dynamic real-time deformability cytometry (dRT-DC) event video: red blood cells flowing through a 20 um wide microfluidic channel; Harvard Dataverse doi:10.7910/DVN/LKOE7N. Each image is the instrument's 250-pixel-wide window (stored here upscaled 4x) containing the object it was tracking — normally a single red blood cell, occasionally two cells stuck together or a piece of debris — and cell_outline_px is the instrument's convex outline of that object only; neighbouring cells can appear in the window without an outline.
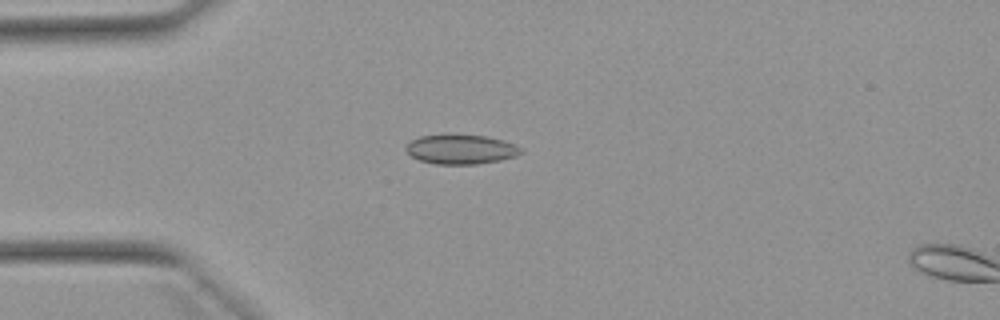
{"species": "Egyptian fruit bat (a non-hibernating species)", "species_latin": "Rousettus aegyptiacus", "temperature_condition": "warm", "stored_images_in_passage": 4, "camera_frame_rate_fps": 3000, "um_per_image_px": 0.085, "animal": {"sex": "female"}, "frame": {"image": 1, "passage_image": 2, "time_ms": 0.333, "image_size_px": [1000, 320], "cell_outline_px": [[524, 152], [516, 156], [500, 160], [476, 164], [436, 164], [420, 160], [412, 156], [404, 148], [412, 140], [420, 136], [488, 136], [504, 140], [520, 148]], "centroid_in_image_um": [39.2, 12.71], "position_along_channel_um": 45.8, "area_um2": 19.25}}